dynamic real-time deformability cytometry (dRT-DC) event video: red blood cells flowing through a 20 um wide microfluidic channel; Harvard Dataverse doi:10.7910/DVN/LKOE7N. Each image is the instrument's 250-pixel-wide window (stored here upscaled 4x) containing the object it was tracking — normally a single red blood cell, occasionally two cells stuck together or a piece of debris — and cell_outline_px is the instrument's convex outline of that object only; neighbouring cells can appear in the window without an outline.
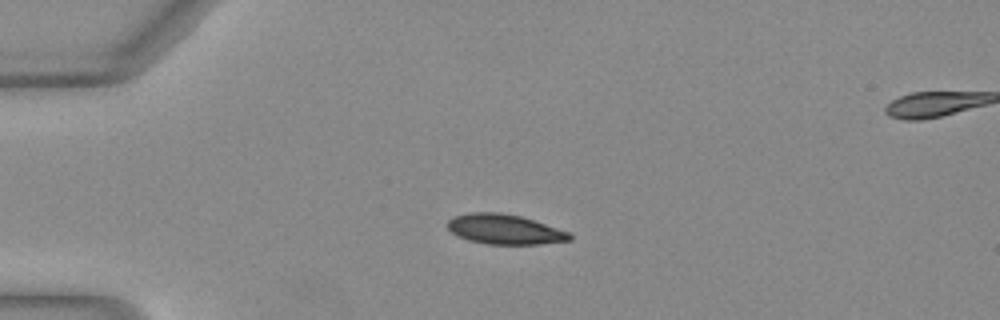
{"species": "Egyptian fruit bat (a non-hibernating species)", "species_latin": "Rousettus aegyptiacus", "temperature_condition": "warm", "stored_images_in_passage": 39, "camera_frame_rate_fps": 3000, "um_per_image_px": 0.085, "animal": {"sex": "female"}, "frame": {"image": 1, "passage_image": 1, "time_ms": 0.0, "image_size_px": [1000, 320], "cell_outline_px": [[572, 240], [540, 244], [488, 244], [472, 240], [460, 236], [452, 232], [448, 228], [448, 220], [456, 216], [468, 212], [500, 212], [520, 216], [568, 232], [572, 236]], "centroid_in_image_um": [42.9, 19.48], "position_along_channel_um": 42.1, "area_um2": 20.87}}
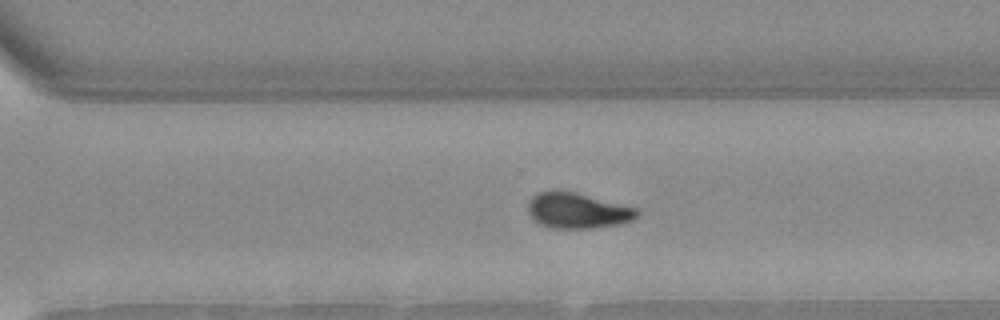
{"frame": {"image": 2, "passage_image": 24, "time_ms": 7.667, "image_size_px": [1000, 320], "cell_outline_px": [[640, 212], [632, 220], [616, 224], [596, 228], [552, 228], [540, 224], [528, 212], [528, 200], [532, 196], [540, 192], [556, 188], [576, 192], [636, 208]], "centroid_in_image_um": [49.05, 17.87], "position_along_channel_um": 321.6, "area_um2": 22.66}}
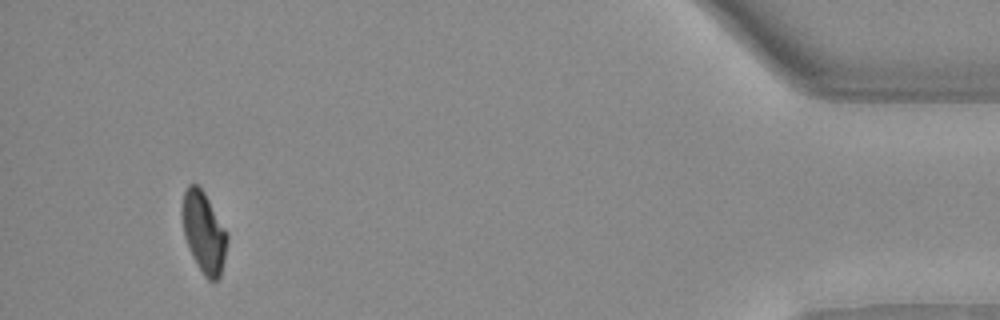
{"frame": {"image": 3, "passage_image": 36, "time_ms": 11.667, "image_size_px": [1000, 320], "cell_outline_px": [[228, 240], [224, 260], [220, 276], [216, 280], [208, 280], [204, 276], [184, 236], [180, 212], [184, 192], [188, 184], [196, 184], [204, 192], [228, 232]], "centroid_in_image_um": [17.32, 19.7], "position_along_channel_um": 417.9, "area_um2": 21.15}, "authors_computed_cell_mechanics": {"area_um2": 22.3108, "velocity_mm_per_s": 4.0838, "shape_relaxation_time_tau1_ms": 4.9706, "shape_relaxation_time_tau2_ms": 3.1909, "deformation_change_tau1": 0.179, "deformation_change_tau2": 0.0709}}